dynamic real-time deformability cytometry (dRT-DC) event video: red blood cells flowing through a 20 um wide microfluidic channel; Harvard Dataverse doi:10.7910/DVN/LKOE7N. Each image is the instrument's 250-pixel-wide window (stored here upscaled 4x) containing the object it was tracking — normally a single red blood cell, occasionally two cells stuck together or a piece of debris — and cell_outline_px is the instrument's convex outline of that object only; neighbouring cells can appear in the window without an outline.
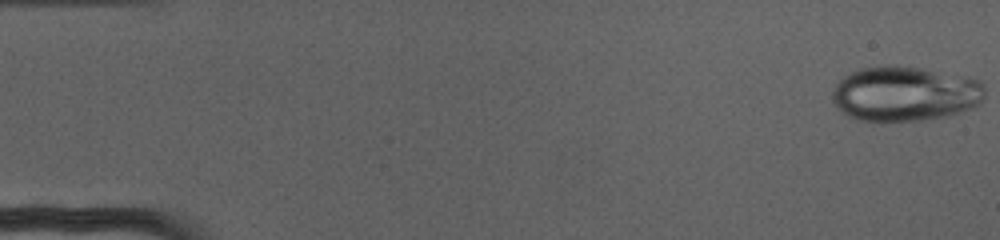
{"species": "human", "species_latin": "Homo sapiens", "temperature_condition": "cold", "stored_images_in_passage": 72, "camera_frame_rate_fps": 3000, "um_per_image_px": 0.085, "donor": {"sex": "female"}, "frame": {"image": 1, "passage_image": 1, "time_ms": 0.0, "image_size_px": [1000, 240], "cell_outline_px": [[984, 96], [980, 104], [972, 108], [948, 116], [928, 120], [856, 120], [848, 116], [836, 108], [832, 100], [832, 92], [836, 84], [844, 76], [860, 68], [884, 64], [896, 64], [920, 68], [980, 80], [984, 88]], "centroid_in_image_um": [76.89, 7.96], "position_along_channel_um": 8.1, "area_um2": 49.01}}
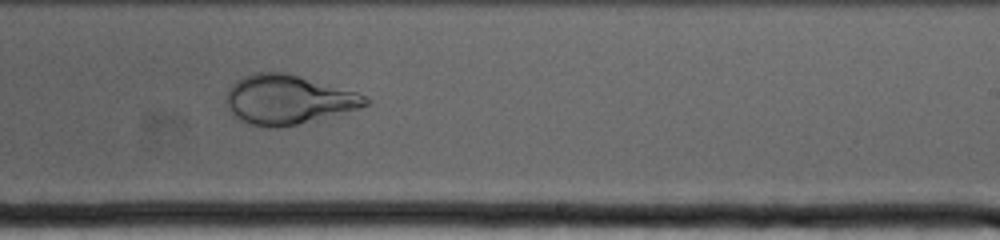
{"frame": {"image": 2, "passage_image": 45, "time_ms": 14.667, "image_size_px": [1000, 240], "cell_outline_px": [[372, 100], [368, 104], [360, 108], [280, 128], [268, 128], [236, 120], [228, 112], [224, 100], [224, 96], [228, 88], [236, 80], [244, 76], [256, 72], [288, 72], [356, 92]], "centroid_in_image_um": [24.39, 8.46], "position_along_channel_um": 264.6, "area_um2": 40.34}}
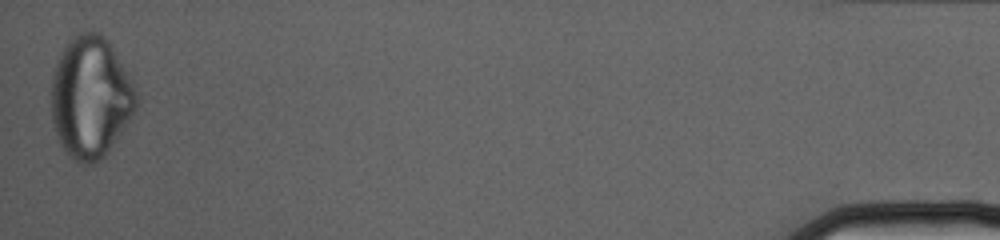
{"frame": {"image": 3, "passage_image": 72, "time_ms": 23.667, "image_size_px": [1000, 240], "cell_outline_px": [[140, 100], [136, 108], [124, 128], [108, 152], [100, 160], [92, 164], [84, 164], [68, 156], [64, 152], [60, 144], [52, 124], [48, 92], [56, 60], [60, 52], [68, 40], [72, 36], [80, 32], [96, 32], [104, 36], [108, 40], [140, 92]], "centroid_in_image_um": [7.68, 8.27], "position_along_channel_um": 427.5, "area_um2": 61.61}}